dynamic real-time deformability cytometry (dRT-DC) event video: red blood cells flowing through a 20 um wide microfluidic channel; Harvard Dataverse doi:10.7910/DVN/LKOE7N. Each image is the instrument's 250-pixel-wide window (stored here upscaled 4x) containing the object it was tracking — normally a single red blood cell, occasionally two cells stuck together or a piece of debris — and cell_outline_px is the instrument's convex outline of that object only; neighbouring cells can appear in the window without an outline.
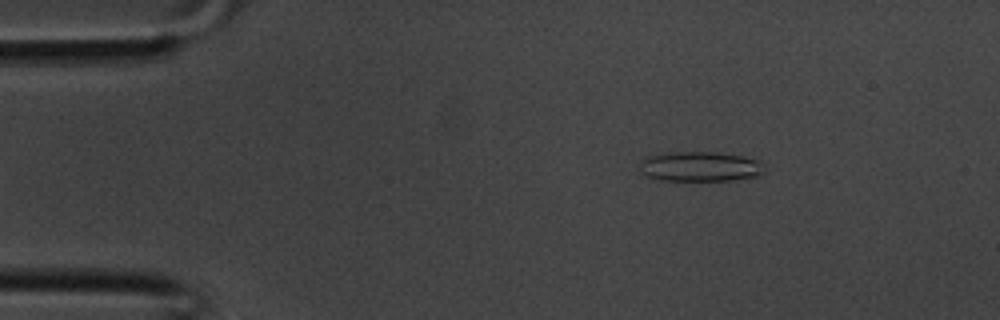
{"species": "common noctule bat (a hibernating species)", "species_latin": "Nyctalus noctula", "temperature_condition": "room temperature", "stored_images_in_passage": 32, "camera_frame_rate_fps": 3000, "um_per_image_px": 0.085, "animal": {"sex": "male", "body_mass_g": 20.1, "forearm_length_mm": 53.5}, "frame": {"image": 1, "passage_image": 2, "time_ms": 0.333, "image_size_px": [1000, 320], "cell_outline_px": [[764, 172], [756, 176], [736, 180], [660, 180], [648, 176], [640, 172], [640, 164], [648, 156], [664, 152], [716, 152], [744, 156], [760, 160]], "centroid_in_image_um": [59.52, 14.15], "position_along_channel_um": 25.5, "area_um2": 21.73}}
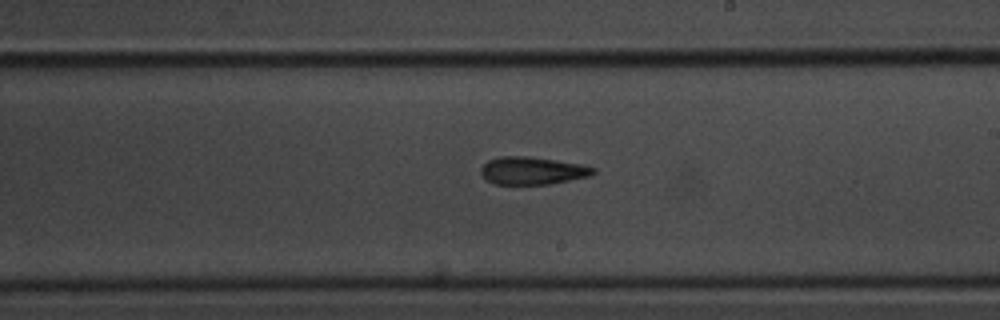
{"frame": {"image": 2, "passage_image": 17, "time_ms": 5.333, "image_size_px": [1000, 320], "cell_outline_px": [[596, 172], [592, 176], [552, 184], [496, 184], [488, 180], [480, 172], [480, 168], [488, 160], [500, 156], [528, 156], [556, 160], [580, 164], [596, 168]], "centroid_in_image_um": [45.29, 14.51], "position_along_channel_um": 243.7, "area_um2": 18.21}}
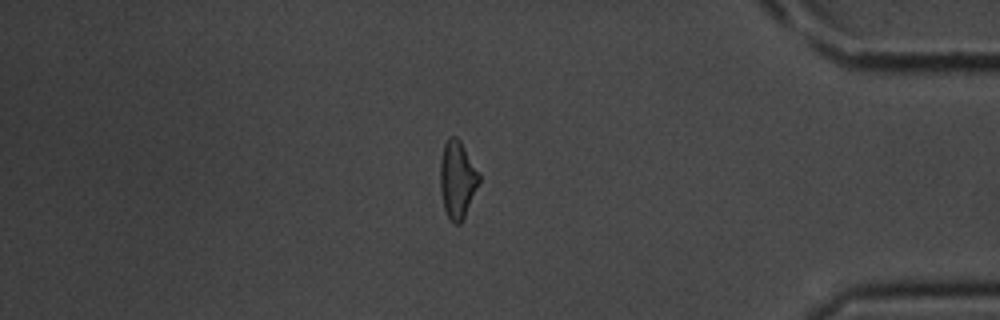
{"frame": {"image": 3, "passage_image": 27, "time_ms": 8.667, "image_size_px": [1000, 320], "cell_outline_px": [[480, 184], [460, 224], [456, 224], [448, 216], [444, 208], [440, 192], [440, 160], [444, 144], [448, 136], [456, 136], [460, 140], [480, 172]], "centroid_in_image_um": [38.88, 15.22], "position_along_channel_um": 396.3, "area_um2": 17.74}}